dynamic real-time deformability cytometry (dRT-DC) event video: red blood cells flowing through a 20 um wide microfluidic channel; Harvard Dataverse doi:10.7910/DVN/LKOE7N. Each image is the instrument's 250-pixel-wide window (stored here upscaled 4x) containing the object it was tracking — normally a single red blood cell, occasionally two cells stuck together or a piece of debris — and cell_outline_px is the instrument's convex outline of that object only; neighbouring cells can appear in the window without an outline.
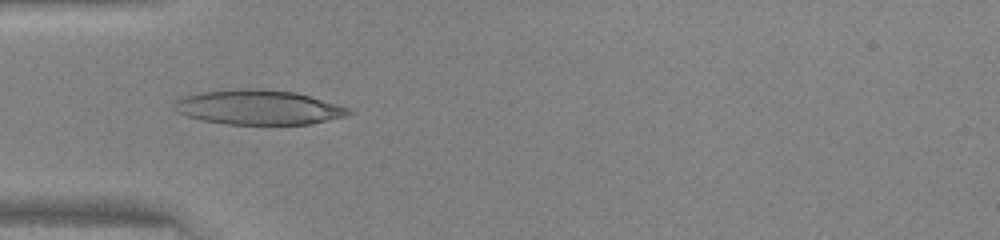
{"species": "human", "species_latin": "Homo sapiens", "temperature_condition": "warm", "stored_images_in_passage": 39, "camera_frame_rate_fps": 3000, "um_per_image_px": 0.085, "donor": {"sex": "female"}, "frame": {"image": 1, "passage_image": 7, "time_ms": 2.0, "image_size_px": [1000, 240], "cell_outline_px": [[356, 112], [348, 116], [308, 124], [228, 124], [204, 120], [188, 116], [176, 112], [172, 108], [172, 100], [180, 96], [196, 92], [236, 88], [260, 88], [296, 92], [336, 104], [348, 108]], "centroid_in_image_um": [21.89, 9.1], "position_along_channel_um": 63.1, "area_um2": 35.72}}
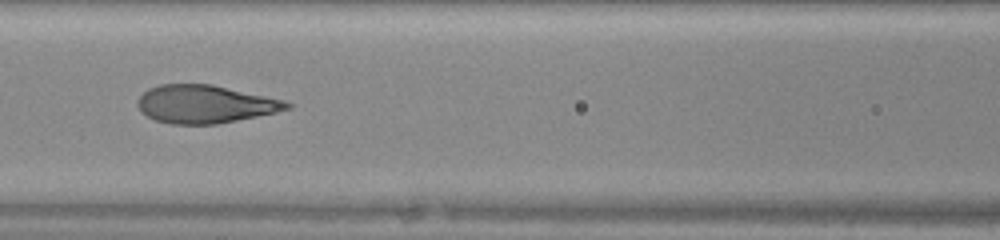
{"frame": {"image": 2, "passage_image": 13, "time_ms": 4.0, "image_size_px": [1000, 240], "cell_outline_px": [[292, 108], [276, 112], [216, 124], [172, 124], [156, 120], [148, 116], [136, 104], [140, 96], [148, 88], [160, 84], [212, 84], [284, 100], [292, 104]], "centroid_in_image_um": [17.44, 8.84], "position_along_channel_um": 149.2, "area_um2": 32.77}}
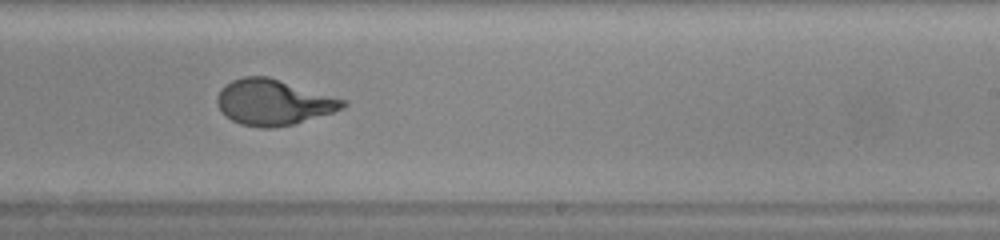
{"frame": {"image": 3, "passage_image": 21, "time_ms": 6.667, "image_size_px": [1000, 240], "cell_outline_px": [[348, 104], [344, 108], [332, 112], [292, 124], [272, 128], [260, 128], [240, 124], [232, 120], [216, 104], [216, 96], [220, 88], [232, 80], [244, 76], [268, 76], [348, 100]], "centroid_in_image_um": [23.24, 8.68], "position_along_channel_um": 265.8, "area_um2": 33.47}}